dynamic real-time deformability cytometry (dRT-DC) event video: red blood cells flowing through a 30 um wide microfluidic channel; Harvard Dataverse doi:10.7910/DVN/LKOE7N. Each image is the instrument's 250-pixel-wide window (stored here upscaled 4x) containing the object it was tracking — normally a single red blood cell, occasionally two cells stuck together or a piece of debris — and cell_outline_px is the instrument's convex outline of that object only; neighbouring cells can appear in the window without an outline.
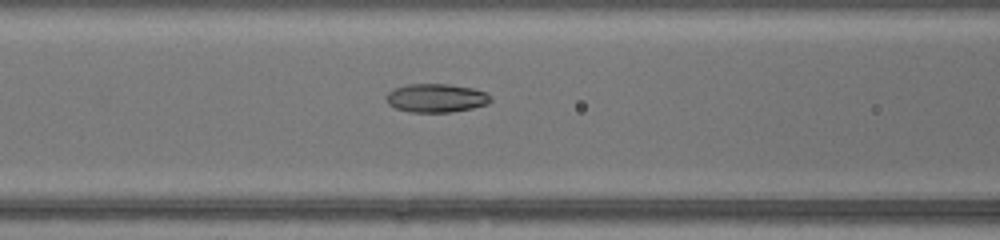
{"species": "common noctule bat (a hibernating species)", "species_latin": "Nyctalus noctula", "temperature_condition": "warm", "stored_images_in_passage": 38, "camera_frame_rate_fps": 3000, "um_per_image_px": 0.085, "animal": {"sex": "female", "body_mass_g": 17.0, "forearm_length_mm": 48.0}, "frame": {"image": 1, "passage_image": 11, "time_ms": 3.333, "image_size_px": [1000, 240], "cell_outline_px": [[492, 100], [484, 104], [472, 108], [448, 112], [412, 112], [396, 108], [388, 104], [384, 96], [388, 92], [396, 88], [408, 84], [448, 84], [472, 88], [484, 92]], "centroid_in_image_um": [37.01, 8.33], "position_along_channel_um": 129.6, "area_um2": 17.11}}
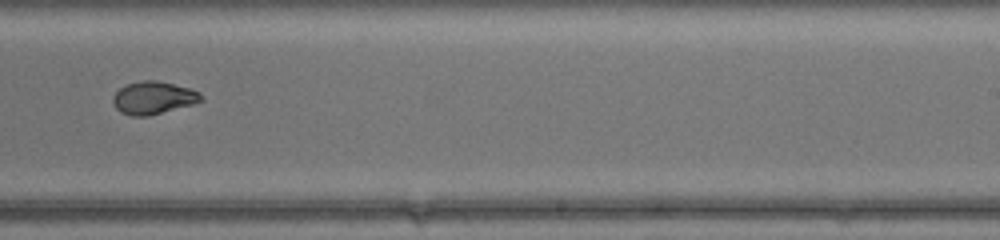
{"frame": {"image": 2, "passage_image": 21, "time_ms": 6.667, "image_size_px": [1000, 240], "cell_outline_px": [[204, 100], [192, 104], [148, 116], [132, 116], [120, 112], [116, 108], [112, 100], [112, 96], [120, 88], [128, 84], [144, 80], [156, 80], [188, 88], [200, 92], [204, 96]], "centroid_in_image_um": [13.03, 8.32], "position_along_channel_um": 276.0, "area_um2": 16.65}}
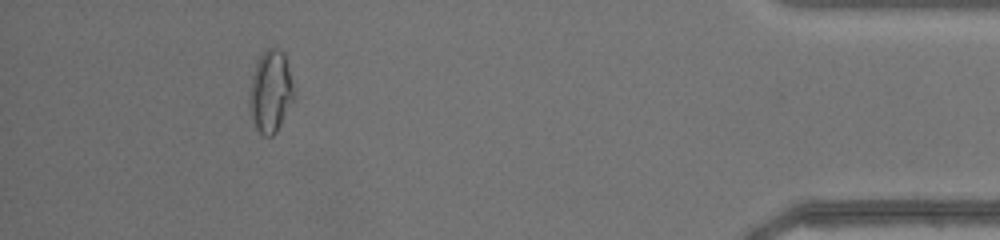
{"frame": {"image": 3, "passage_image": 34, "time_ms": 11.0, "image_size_px": [1000, 240], "cell_outline_px": [[296, 96], [276, 132], [272, 136], [264, 136], [256, 128], [252, 120], [248, 108], [248, 104], [252, 76], [256, 60], [268, 48], [276, 48], [284, 52]], "centroid_in_image_um": [22.99, 7.79], "position_along_channel_um": 412.2, "area_um2": 21.39}, "authors_computed_cell_mechanics": {"area_um2": 17.629, "velocity_mm_per_s": 4.4021, "shape_relaxation_time_tau1_ms": null, "shape_relaxation_time_tau2_ms": 1.1484, "deformation_change_tau1": null, "deformation_change_tau2": 0.0486}}